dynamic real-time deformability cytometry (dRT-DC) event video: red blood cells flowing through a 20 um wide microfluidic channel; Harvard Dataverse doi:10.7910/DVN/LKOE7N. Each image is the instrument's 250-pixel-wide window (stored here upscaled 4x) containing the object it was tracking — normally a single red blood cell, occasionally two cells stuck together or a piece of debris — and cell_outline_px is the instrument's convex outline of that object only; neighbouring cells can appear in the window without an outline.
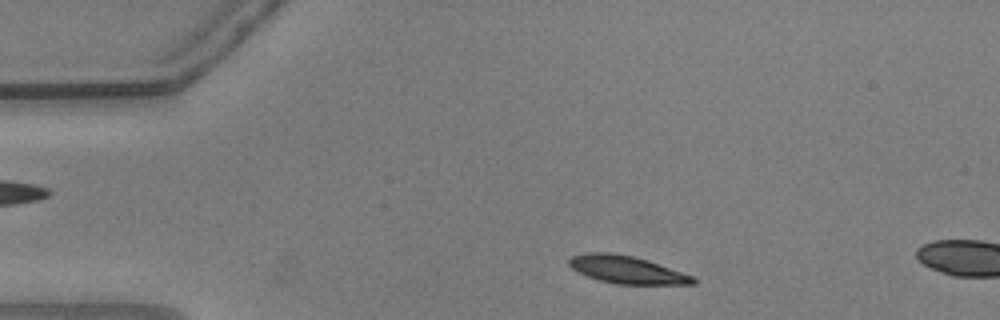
{"species": "common noctule bat (a hibernating species)", "species_latin": "Nyctalus noctula", "temperature_condition": "warm", "stored_images_in_passage": 8, "camera_frame_rate_fps": 3000, "um_per_image_px": 0.085, "animal": {"sex": "male", "body_mass_g": 20.5, "forearm_length_mm": 52.5}, "frame": {"image": 1, "passage_image": 5, "time_ms": 1.333, "image_size_px": [1000, 320], "cell_outline_px": [[696, 284], [616, 284], [600, 280], [588, 276], [572, 268], [568, 264], [568, 260], [572, 256], [584, 252], [612, 252], [632, 256], [648, 260], [692, 276], [696, 280]], "centroid_in_image_um": [53.25, 22.91], "position_along_channel_um": 31.8, "area_um2": 19.77}}